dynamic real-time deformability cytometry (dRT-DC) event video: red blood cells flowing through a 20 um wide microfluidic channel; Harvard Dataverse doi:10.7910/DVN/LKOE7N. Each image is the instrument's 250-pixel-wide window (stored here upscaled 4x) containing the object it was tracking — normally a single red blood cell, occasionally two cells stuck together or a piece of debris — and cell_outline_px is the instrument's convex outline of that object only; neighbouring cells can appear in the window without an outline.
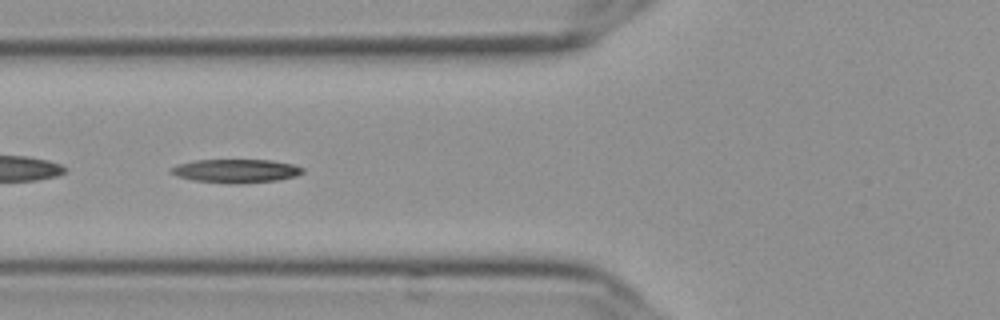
{"species": "Egyptian fruit bat (a non-hibernating species)", "species_latin": "Rousettus aegyptiacus", "temperature_condition": "cold", "stored_images_in_passage": 47, "camera_frame_rate_fps": 3000, "um_per_image_px": 0.085, "frame": {"image": 1, "passage_image": 13, "time_ms": 4.0, "image_size_px": [1000, 320], "cell_outline_px": [[304, 172], [296, 176], [276, 180], [236, 184], [232, 184], [192, 180], [176, 176], [168, 172], [168, 168], [176, 164], [196, 160], [272, 160], [292, 164], [304, 168]], "centroid_in_image_um": [19.99, 14.53], "position_along_channel_um": 105.8, "area_um2": 18.26}}
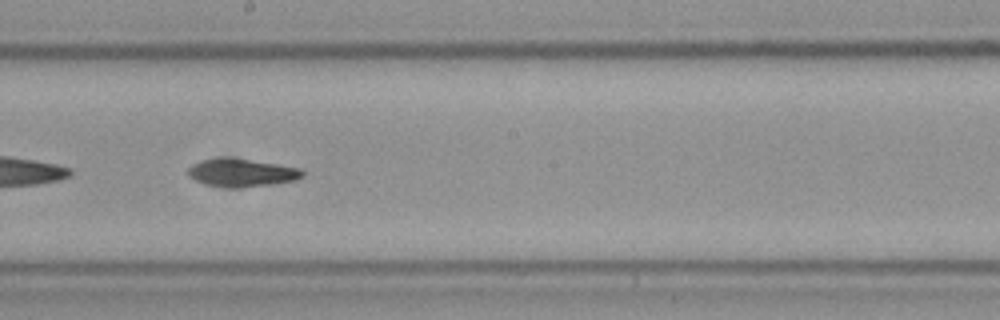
{"frame": {"image": 2, "passage_image": 23, "time_ms": 7.333, "image_size_px": [1000, 320], "cell_outline_px": [[304, 176], [296, 180], [272, 184], [232, 188], [204, 184], [188, 176], [188, 168], [192, 164], [200, 160], [248, 160], [276, 164], [300, 168], [304, 172]], "centroid_in_image_um": [20.56, 14.72], "position_along_channel_um": 227.6, "area_um2": 17.92}}
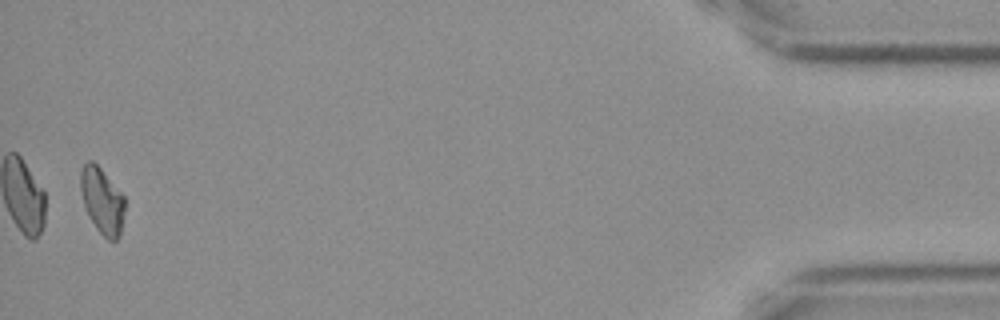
{"frame": {"image": 3, "passage_image": 46, "time_ms": 15.0, "image_size_px": [1000, 320], "cell_outline_px": [[124, 216], [120, 236], [116, 240], [108, 240], [96, 228], [84, 204], [80, 188], [80, 172], [84, 164], [88, 160], [92, 160], [100, 168], [124, 196]], "centroid_in_image_um": [8.69, 17.06], "position_along_channel_um": 426.5, "area_um2": 16.76}, "authors_computed_cell_mechanics": {"area_um2": 17.5712, "velocity_mm_per_s": 3.6372, "shape_relaxation_time_tau1_ms": 5.2073, "shape_relaxation_time_tau2_ms": null, "deformation_change_tau1": 0.1805, "deformation_change_tau2": null}}